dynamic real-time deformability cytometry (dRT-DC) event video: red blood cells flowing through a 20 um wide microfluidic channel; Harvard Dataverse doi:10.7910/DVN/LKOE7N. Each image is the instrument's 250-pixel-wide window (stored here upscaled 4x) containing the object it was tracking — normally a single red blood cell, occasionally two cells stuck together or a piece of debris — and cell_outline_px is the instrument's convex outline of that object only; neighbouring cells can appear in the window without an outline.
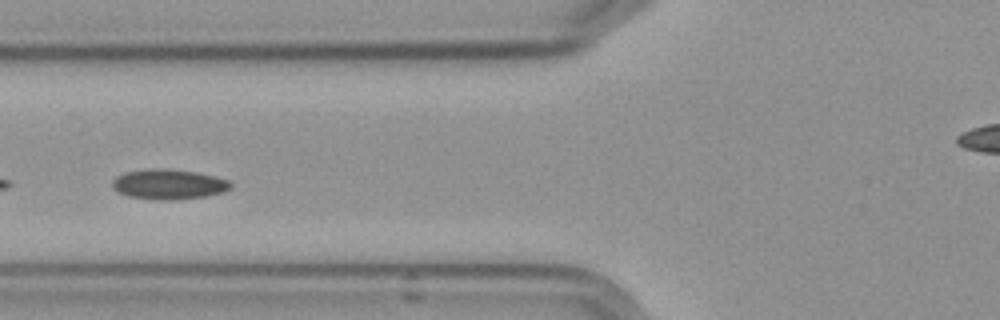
{"species": "Egyptian fruit bat (a non-hibernating species)", "species_latin": "Rousettus aegyptiacus", "temperature_condition": "cold", "stored_images_in_passage": 8, "segment_of_instrument_passage": [2, 2], "camera_frame_rate_fps": 3000, "um_per_image_px": 0.085, "frame": {"image": 1, "passage_image": 5, "time_ms": 5.667, "image_size_px": [1000, 320], "cell_outline_px": [[232, 188], [224, 192], [204, 196], [180, 200], [156, 200], [128, 196], [112, 188], [112, 180], [116, 176], [124, 172], [152, 168], [168, 168], [196, 172], [216, 176], [228, 180], [232, 184]], "centroid_in_image_um": [14.35, 15.66], "position_along_channel_um": 111.5, "area_um2": 21.04}}
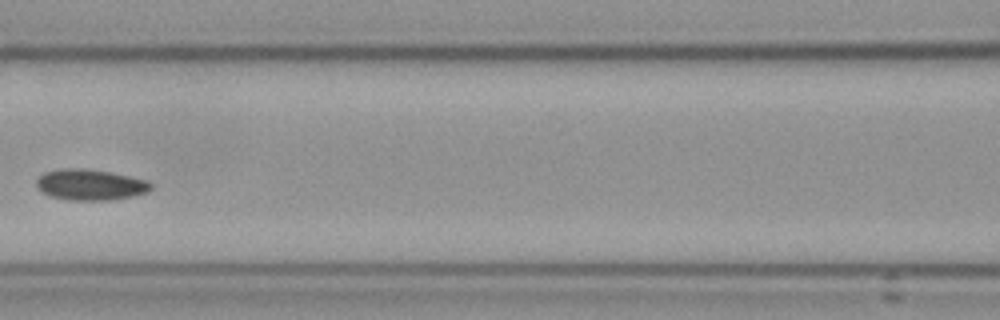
{"frame": {"image": 2, "passage_image": 6, "time_ms": 7.0, "image_size_px": [1000, 320], "cell_outline_px": [[152, 188], [148, 192], [132, 196], [108, 200], [68, 200], [52, 196], [44, 192], [36, 184], [36, 180], [44, 172], [64, 168], [84, 168], [112, 172], [148, 180], [152, 184]], "centroid_in_image_um": [7.72, 15.69], "position_along_channel_um": 158.9, "area_um2": 20.58}}